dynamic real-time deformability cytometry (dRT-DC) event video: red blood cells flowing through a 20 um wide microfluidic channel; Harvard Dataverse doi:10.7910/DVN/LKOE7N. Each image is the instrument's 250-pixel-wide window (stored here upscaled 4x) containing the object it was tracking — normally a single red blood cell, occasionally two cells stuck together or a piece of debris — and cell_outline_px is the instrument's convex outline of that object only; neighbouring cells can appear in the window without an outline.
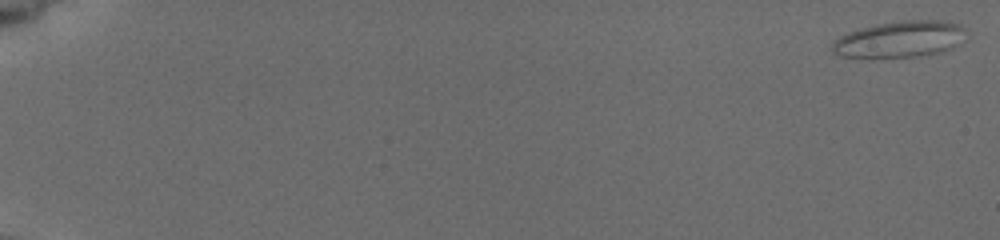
{"species": "common noctule bat (a hibernating species)", "species_latin": "Nyctalus noctula", "temperature_condition": "cold", "stored_images_in_passage": 8, "camera_frame_rate_fps": 3000, "um_per_image_px": 0.085, "animal": {"sex": "female", "body_mass_g": 19.5, "forearm_length_mm": 54.1}, "frame": {"image": 1, "passage_image": 1, "time_ms": 0.0, "image_size_px": [1000, 240], "cell_outline_px": [[964, 28], [956, 44], [952, 48], [940, 52], [916, 56], [872, 60], [868, 60], [840, 56], [832, 52], [828, 48], [840, 36], [848, 32], [860, 28], [876, 24], [900, 20], [944, 20], [960, 24]], "centroid_in_image_um": [76.34, 3.37], "position_along_channel_um": 8.7, "area_um2": 28.9}}
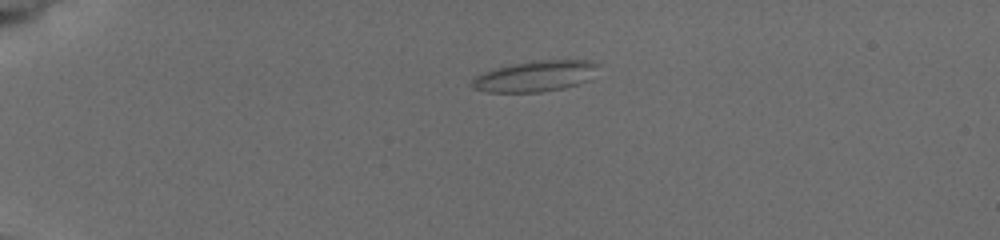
{"frame": {"image": 2, "passage_image": 6, "time_ms": 4.667, "image_size_px": [1000, 240], "cell_outline_px": [[600, 64], [588, 80], [564, 88], [540, 92], [484, 92], [472, 88], [472, 80], [476, 76], [484, 72], [512, 64], [540, 60], [588, 60]], "centroid_in_image_um": [45.49, 6.48], "position_along_channel_um": 39.5, "area_um2": 22.43}}